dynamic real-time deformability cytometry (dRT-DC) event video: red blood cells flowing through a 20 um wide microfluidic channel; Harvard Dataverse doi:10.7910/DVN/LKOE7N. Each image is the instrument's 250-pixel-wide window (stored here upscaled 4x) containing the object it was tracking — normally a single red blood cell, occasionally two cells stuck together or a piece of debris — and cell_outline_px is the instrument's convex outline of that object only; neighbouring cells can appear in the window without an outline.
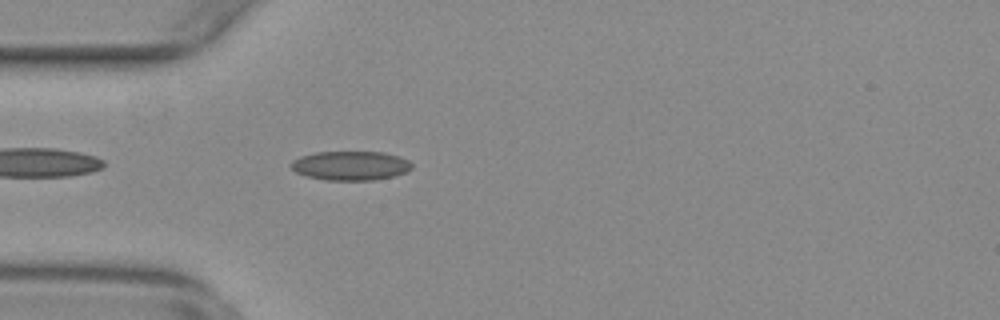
{"species": "common noctule bat (a hibernating species)", "species_latin": "Nyctalus noctula", "temperature_condition": "warm", "stored_images_in_passage": 42, "camera_frame_rate_fps": 3000, "um_per_image_px": 0.085, "animal": {"sex": "female", "body_mass_g": 29.2, "forearm_length_mm": 56.3}, "frame": {"image": 1, "passage_image": 3, "time_ms": 0.667, "image_size_px": [1000, 320], "cell_outline_px": [[412, 168], [408, 172], [396, 176], [372, 180], [328, 180], [308, 176], [296, 172], [288, 164], [292, 160], [300, 156], [316, 152], [384, 152], [400, 156], [408, 160], [412, 164]], "centroid_in_image_um": [29.82, 14.07], "position_along_channel_um": 55.2, "area_um2": 20.69}}
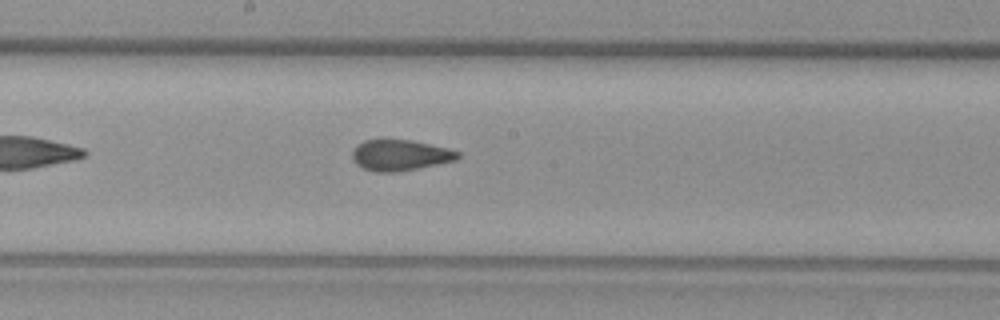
{"frame": {"image": 2, "passage_image": 16, "time_ms": 5.0, "image_size_px": [1000, 320], "cell_outline_px": [[460, 156], [456, 160], [396, 172], [376, 172], [364, 168], [356, 164], [352, 160], [352, 152], [356, 144], [364, 140], [384, 136], [412, 140], [448, 148], [460, 152]], "centroid_in_image_um": [33.94, 13.13], "position_along_channel_um": 214.3, "area_um2": 19.59}}
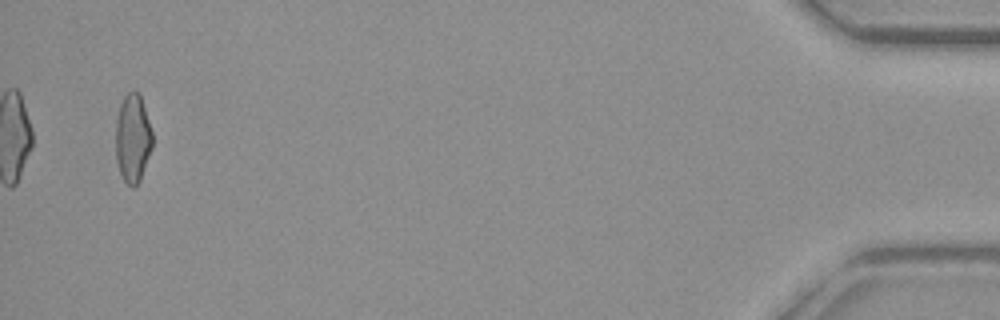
{"frame": {"image": 3, "passage_image": 40, "time_ms": 13.0, "image_size_px": [1000, 320], "cell_outline_px": [[152, 148], [140, 180], [132, 188], [124, 180], [120, 172], [116, 160], [116, 120], [120, 104], [124, 96], [128, 92], [140, 92], [152, 132]], "centroid_in_image_um": [11.28, 11.74], "position_along_channel_um": 423.9, "area_um2": 18.84}, "authors_computed_cell_mechanics": {"area_um2": 19.2474, "velocity_mm_per_s": 3.7767, "shape_relaxation_time_tau1_ms": null, "shape_relaxation_time_tau2_ms": 1.2004, "deformation_change_tau1": null, "deformation_change_tau2": 0.0796}}